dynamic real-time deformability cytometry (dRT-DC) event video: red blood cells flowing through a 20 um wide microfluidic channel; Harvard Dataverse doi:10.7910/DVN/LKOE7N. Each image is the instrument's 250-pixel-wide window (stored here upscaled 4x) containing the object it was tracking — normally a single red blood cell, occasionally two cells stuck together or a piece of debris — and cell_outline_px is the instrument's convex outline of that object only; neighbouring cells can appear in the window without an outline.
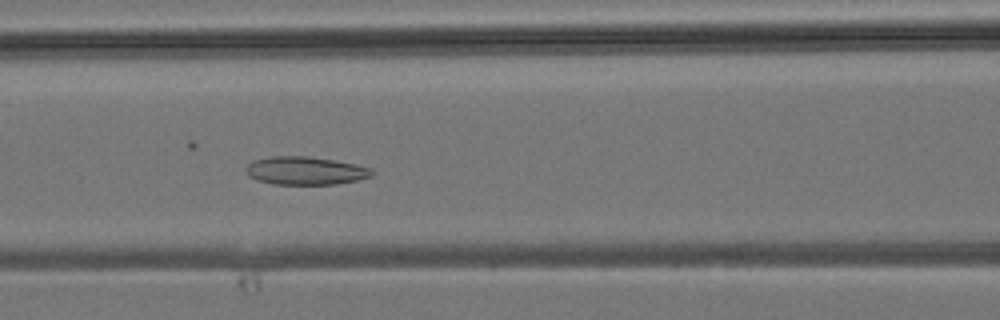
{"species": "common noctule bat (a hibernating species)", "species_latin": "Nyctalus noctula", "temperature_condition": "room temperature", "stored_images_in_passage": 40, "camera_frame_rate_fps": 3000, "um_per_image_px": 0.085, "animal": {"sex": "male", "body_mass_g": 19.2, "forearm_length_mm": 51.8}, "frame": {"image": 1, "passage_image": 17, "time_ms": 5.333, "image_size_px": [1000, 320], "cell_outline_px": [[372, 176], [360, 180], [336, 184], [272, 184], [256, 180], [248, 176], [244, 172], [244, 168], [252, 160], [272, 156], [308, 156], [336, 160], [356, 164], [372, 168]], "centroid_in_image_um": [25.93, 14.51], "position_along_channel_um": 140.7, "area_um2": 20.98}}
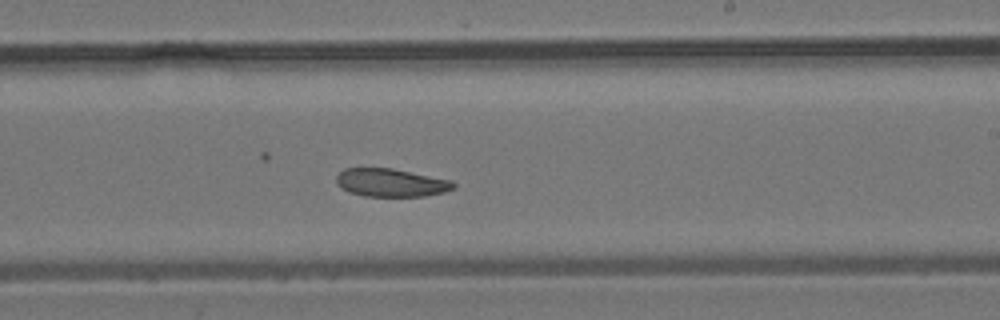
{"frame": {"image": 2, "passage_image": 24, "time_ms": 7.667, "image_size_px": [1000, 320], "cell_outline_px": [[456, 188], [444, 192], [424, 196], [364, 196], [348, 192], [340, 188], [336, 184], [336, 176], [344, 168], [392, 168], [452, 180], [456, 184]], "centroid_in_image_um": [33.22, 15.53], "position_along_channel_um": 255.8, "area_um2": 19.36}}
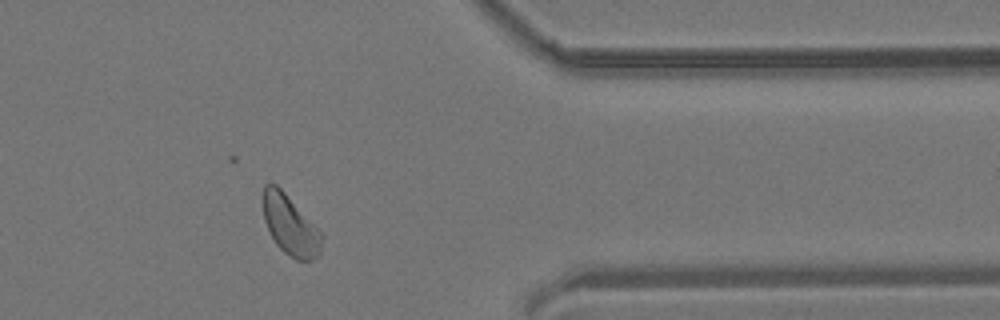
{"frame": {"image": 3, "passage_image": 33, "time_ms": 10.667, "image_size_px": [1000, 320], "cell_outline_px": [[324, 236], [320, 252], [312, 260], [296, 260], [284, 252], [276, 244], [264, 220], [264, 184], [276, 184], [284, 192]], "centroid_in_image_um": [24.68, 19.18], "position_along_channel_um": 386.7, "area_um2": 19.88}}